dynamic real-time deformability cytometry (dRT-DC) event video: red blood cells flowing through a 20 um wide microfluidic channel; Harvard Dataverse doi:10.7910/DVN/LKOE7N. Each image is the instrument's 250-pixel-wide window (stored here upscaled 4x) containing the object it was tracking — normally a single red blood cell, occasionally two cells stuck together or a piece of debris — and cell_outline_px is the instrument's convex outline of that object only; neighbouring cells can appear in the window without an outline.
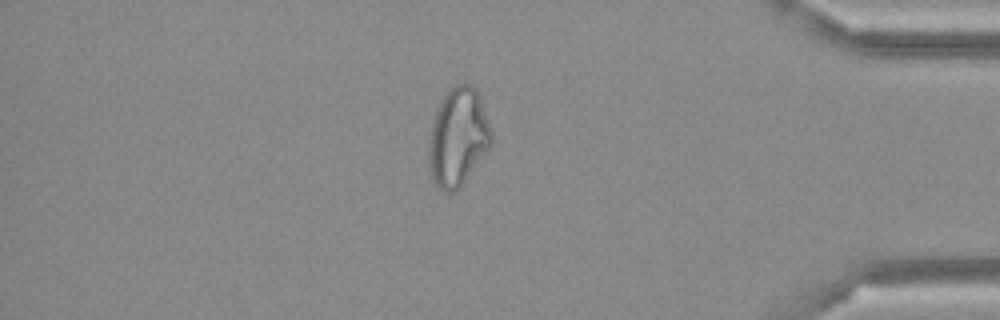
{"species": "Egyptian fruit bat (a non-hibernating species)", "species_latin": "Rousettus aegyptiacus", "temperature_condition": "cold", "stored_images_in_passage": 49, "camera_frame_rate_fps": 3000, "um_per_image_px": 0.085, "frame": {"image": 1, "passage_image": 42, "time_ms": 13.667, "image_size_px": [1000, 320], "cell_outline_px": [[492, 148], [464, 180], [452, 192], [444, 192], [432, 180], [428, 168], [428, 140], [432, 120], [436, 108], [440, 100], [452, 84], [472, 84], [476, 88], [492, 132]], "centroid_in_image_um": [38.91, 11.63], "position_along_channel_um": 396.3, "area_um2": 36.18}}